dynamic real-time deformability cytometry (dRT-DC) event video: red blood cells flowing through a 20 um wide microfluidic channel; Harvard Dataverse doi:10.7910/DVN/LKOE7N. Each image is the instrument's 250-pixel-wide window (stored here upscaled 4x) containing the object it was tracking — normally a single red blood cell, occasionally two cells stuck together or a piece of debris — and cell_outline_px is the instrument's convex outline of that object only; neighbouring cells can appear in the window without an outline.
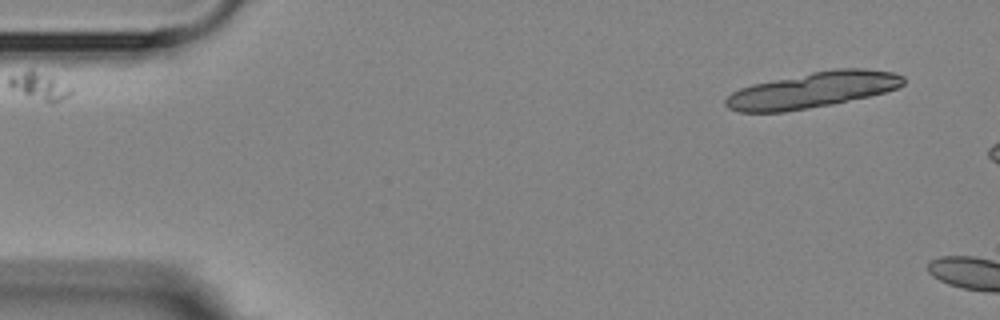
{"species": "Egyptian fruit bat (a non-hibernating species)", "species_latin": "Rousettus aegyptiacus", "temperature_condition": "room temperature", "stored_images_in_passage": 4, "camera_frame_rate_fps": 3000, "um_per_image_px": 0.085, "animal": {"sex": "female"}, "frame": {"image": 1, "passage_image": 1, "time_ms": 0.0, "image_size_px": [1000, 320], "cell_outline_px": [[904, 84], [896, 88], [884, 92], [868, 96], [832, 104], [784, 112], [740, 112], [728, 108], [724, 104], [724, 100], [732, 92], [740, 88], [752, 84], [832, 68], [864, 68], [892, 72], [904, 76]], "centroid_in_image_um": [69.05, 7.65], "position_along_channel_um": 15.9, "area_um2": 36.88}}
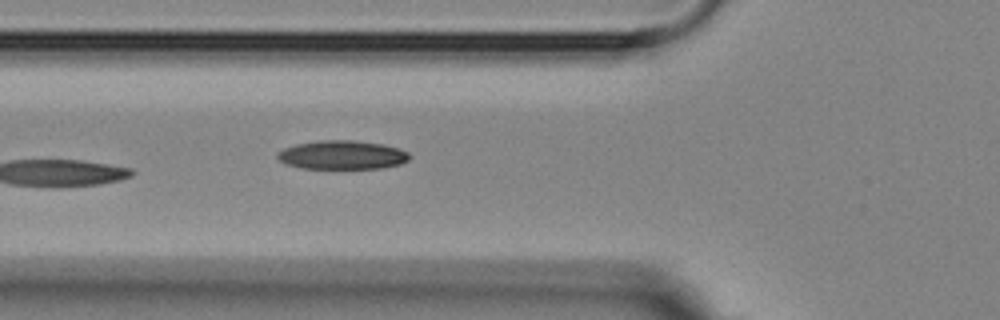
{"frame": {"image": 2, "passage_image": 4, "time_ms": 8.0, "image_size_px": [1000, 320], "cell_outline_px": [[412, 156], [408, 160], [400, 164], [380, 168], [300, 168], [284, 164], [276, 156], [276, 152], [284, 148], [296, 144], [320, 140], [352, 140], [384, 144], [400, 148], [408, 152]], "centroid_in_image_um": [29.08, 13.16], "position_along_channel_um": 96.7, "area_um2": 22.31}}